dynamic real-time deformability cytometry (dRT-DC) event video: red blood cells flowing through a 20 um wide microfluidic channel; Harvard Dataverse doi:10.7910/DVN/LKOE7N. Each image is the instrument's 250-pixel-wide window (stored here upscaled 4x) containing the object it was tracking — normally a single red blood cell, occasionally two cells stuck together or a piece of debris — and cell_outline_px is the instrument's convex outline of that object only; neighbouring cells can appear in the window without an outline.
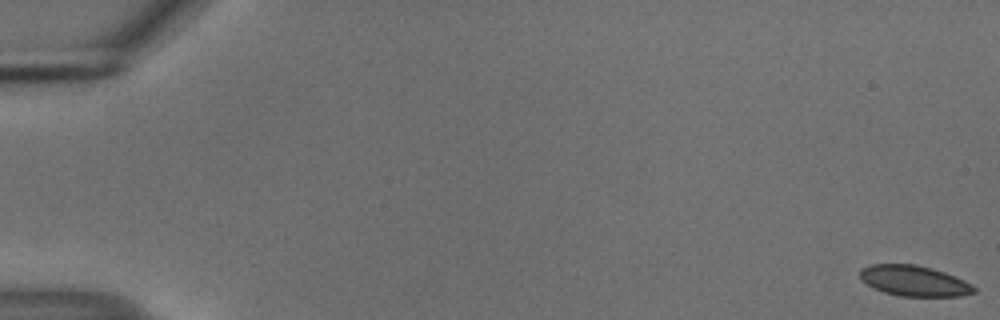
{"species": "common noctule bat (a hibernating species)", "species_latin": "Nyctalus noctula", "temperature_condition": "cold", "stored_images_in_passage": 55, "camera_frame_rate_fps": 3000, "um_per_image_px": 0.085, "animal": {"sex": "male", "body_mass_g": 18.8}, "frame": {"image": 1, "passage_image": 1, "time_ms": 0.0, "image_size_px": [1000, 320], "cell_outline_px": [[976, 292], [960, 296], [900, 296], [884, 292], [872, 288], [860, 280], [860, 268], [872, 264], [916, 264], [932, 268], [944, 272], [964, 280], [972, 284], [976, 288]], "centroid_in_image_um": [77.68, 23.87], "position_along_channel_um": 7.3, "area_um2": 20.46}}
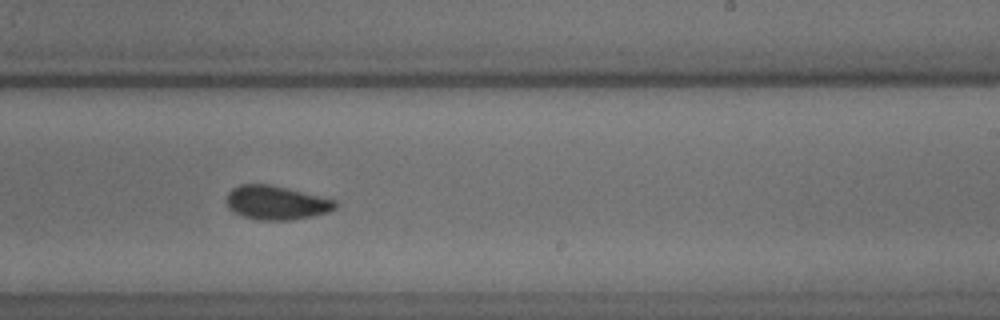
{"frame": {"image": 2, "passage_image": 35, "time_ms": 11.333, "image_size_px": [1000, 320], "cell_outline_px": [[336, 208], [328, 212], [312, 216], [292, 220], [260, 220], [244, 216], [232, 212], [228, 208], [224, 200], [228, 192], [232, 188], [240, 184], [268, 184], [336, 200]], "centroid_in_image_um": [23.42, 17.23], "position_along_channel_um": 265.6, "area_um2": 21.5}}
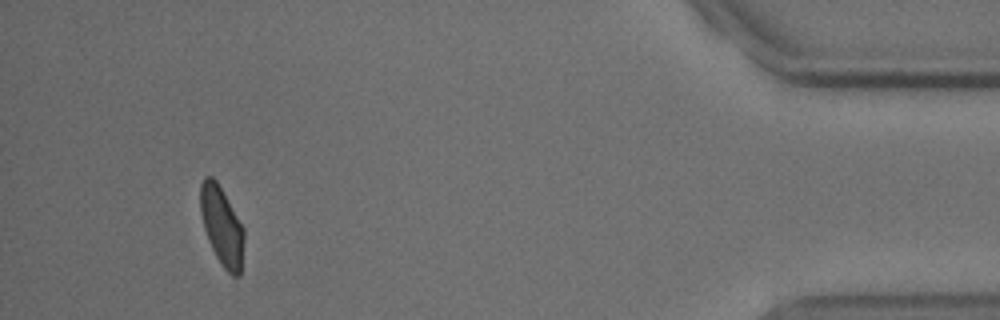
{"frame": {"image": 3, "passage_image": 52, "time_ms": 17.0, "image_size_px": [1000, 320], "cell_outline_px": [[244, 240], [240, 276], [232, 276], [224, 268], [216, 256], [208, 240], [204, 228], [200, 212], [200, 184], [204, 176], [212, 176], [216, 180], [244, 228]], "centroid_in_image_um": [18.84, 19.21], "position_along_channel_um": 416.4, "area_um2": 19.94}, "authors_computed_cell_mechanics": {"area_um2": 21.2126, "velocity_mm_per_s": 3.7212, "shape_relaxation_time_tau1_ms": 4.9823, "shape_relaxation_time_tau2_ms": 0.7098, "deformation_change_tau1": 0.0817, "deformation_change_tau2": 0.0514}}